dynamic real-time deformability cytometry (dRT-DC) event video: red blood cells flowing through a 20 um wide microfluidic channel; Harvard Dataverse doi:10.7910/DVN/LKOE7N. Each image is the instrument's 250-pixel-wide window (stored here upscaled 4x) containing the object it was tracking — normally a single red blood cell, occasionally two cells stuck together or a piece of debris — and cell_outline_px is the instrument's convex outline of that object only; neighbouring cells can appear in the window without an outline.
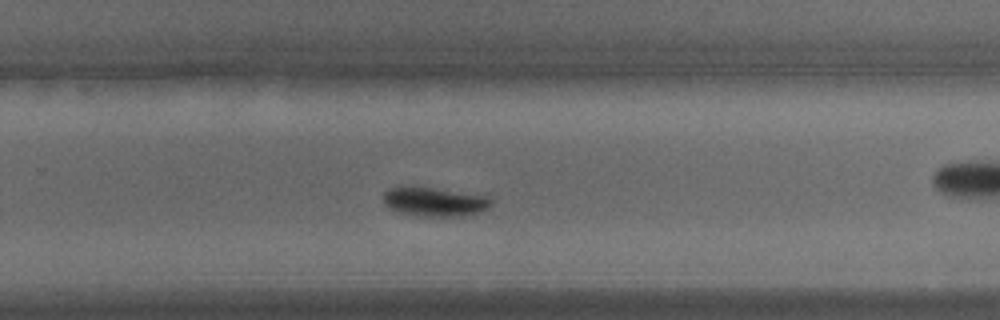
{"species": "common noctule bat (a hibernating species)", "species_latin": "Nyctalus noctula", "temperature_condition": "warm", "stored_images_in_passage": 32, "camera_frame_rate_fps": 3000, "um_per_image_px": 0.085, "animal": {"sex": "male", "body_mass_g": 15.6}, "frame": {"image": 1, "passage_image": 19, "time_ms": 6.0, "image_size_px": [1000, 320], "cell_outline_px": [[492, 204], [488, 208], [480, 212], [460, 216], [424, 216], [400, 212], [388, 208], [384, 204], [384, 192], [388, 188], [432, 188], [488, 196], [492, 200]], "centroid_in_image_um": [36.97, 17.17], "position_along_channel_um": 292.8, "area_um2": 17.8}}